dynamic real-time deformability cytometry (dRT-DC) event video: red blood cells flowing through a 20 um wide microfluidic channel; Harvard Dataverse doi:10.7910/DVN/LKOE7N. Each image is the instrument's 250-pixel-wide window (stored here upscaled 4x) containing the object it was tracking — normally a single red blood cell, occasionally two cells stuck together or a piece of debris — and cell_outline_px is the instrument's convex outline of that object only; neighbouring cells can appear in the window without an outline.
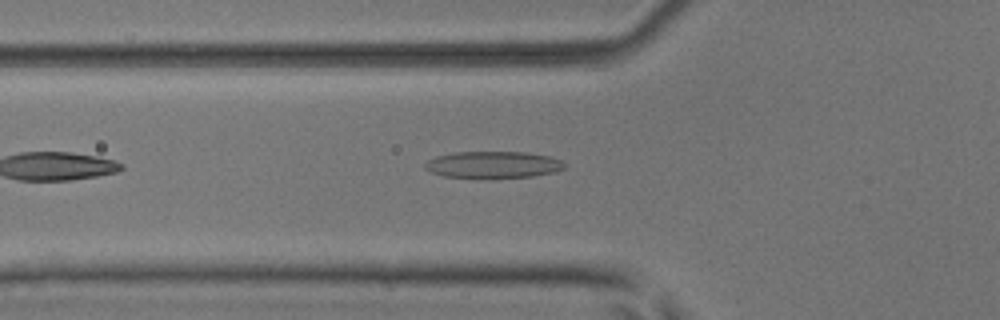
{"species": "common noctule bat (a hibernating species)", "species_latin": "Nyctalus noctula", "temperature_condition": "room temperature", "stored_images_in_passage": 32, "camera_frame_rate_fps": 3000, "um_per_image_px": 0.085, "animal": {"sex": "male", "body_mass_g": 17.9, "forearm_length_mm": 54.2}, "frame": {"image": 1, "passage_image": 3, "time_ms": 0.667, "image_size_px": [1000, 320], "cell_outline_px": [[564, 168], [556, 172], [532, 176], [480, 180], [444, 176], [432, 172], [424, 168], [424, 164], [428, 160], [436, 156], [456, 152], [524, 152], [548, 156], [560, 160], [564, 164]], "centroid_in_image_um": [41.87, 14.03], "position_along_channel_um": 83.9, "area_um2": 22.25}}
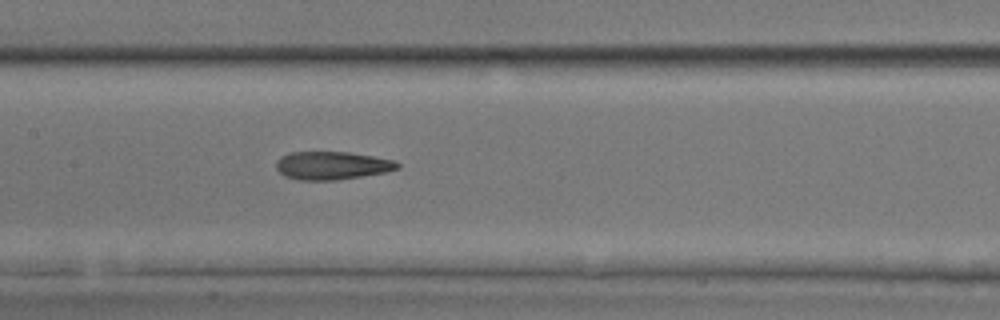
{"frame": {"image": 2, "passage_image": 10, "time_ms": 3.0, "image_size_px": [1000, 320], "cell_outline_px": [[400, 168], [384, 172], [336, 180], [300, 180], [284, 176], [276, 168], [276, 164], [280, 156], [288, 152], [348, 152], [372, 156], [392, 160], [400, 164]], "centroid_in_image_um": [28.18, 14.06], "position_along_channel_um": 179.2, "area_um2": 19.71}}
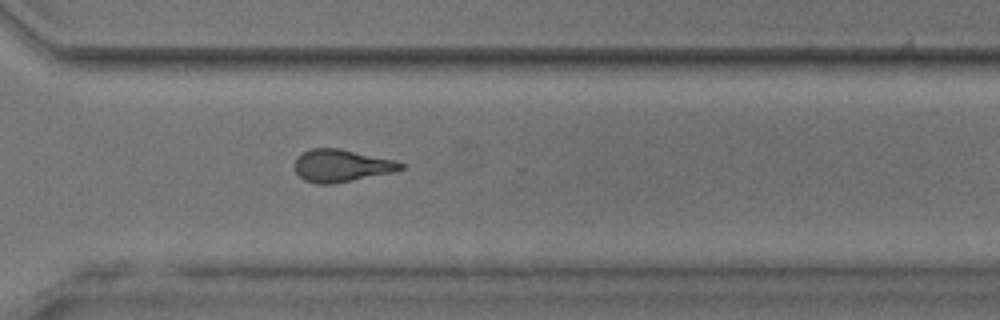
{"frame": {"image": 3, "passage_image": 22, "time_ms": 7.0, "image_size_px": [1000, 320], "cell_outline_px": [[404, 168], [392, 172], [332, 184], [316, 184], [304, 180], [296, 172], [292, 164], [296, 156], [312, 148], [336, 148], [396, 160], [404, 164]], "centroid_in_image_um": [28.97, 14.08], "position_along_channel_um": 341.6, "area_um2": 20.0}, "authors_computed_cell_mechanics": {"area_um2": 20.1144, "velocity_mm_per_s": 4.0686, "shape_relaxation_time_tau1_ms": null, "shape_relaxation_time_tau2_ms": 2.3282, "deformation_change_tau1": null, "deformation_change_tau2": 0.1268}}